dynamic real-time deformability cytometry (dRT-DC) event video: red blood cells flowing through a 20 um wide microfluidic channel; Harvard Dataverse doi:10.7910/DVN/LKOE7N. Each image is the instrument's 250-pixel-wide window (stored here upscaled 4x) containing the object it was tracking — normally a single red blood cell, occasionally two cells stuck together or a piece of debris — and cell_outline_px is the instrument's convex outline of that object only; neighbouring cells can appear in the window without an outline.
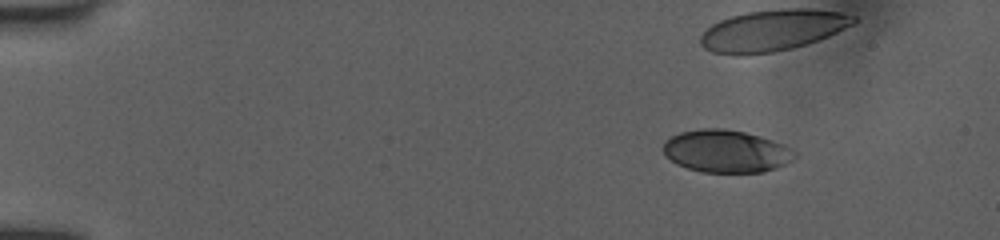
{"species": "human", "species_latin": "Homo sapiens", "temperature_condition": "room temperature", "stored_images_in_passage": 14, "camera_frame_rate_fps": 3000, "um_per_image_px": 0.085, "donor": {"sex": "female"}, "frame": {"image": 1, "passage_image": 1, "time_ms": 0.0, "image_size_px": [1000, 240], "cell_outline_px": [[796, 156], [792, 160], [776, 168], [760, 172], [700, 172], [676, 164], [664, 156], [664, 140], [680, 132], [700, 128], [724, 128], [744, 132], [760, 136], [784, 144], [792, 148], [796, 152]], "centroid_in_image_um": [61.7, 12.85], "position_along_channel_um": 23.3, "area_um2": 32.71}}